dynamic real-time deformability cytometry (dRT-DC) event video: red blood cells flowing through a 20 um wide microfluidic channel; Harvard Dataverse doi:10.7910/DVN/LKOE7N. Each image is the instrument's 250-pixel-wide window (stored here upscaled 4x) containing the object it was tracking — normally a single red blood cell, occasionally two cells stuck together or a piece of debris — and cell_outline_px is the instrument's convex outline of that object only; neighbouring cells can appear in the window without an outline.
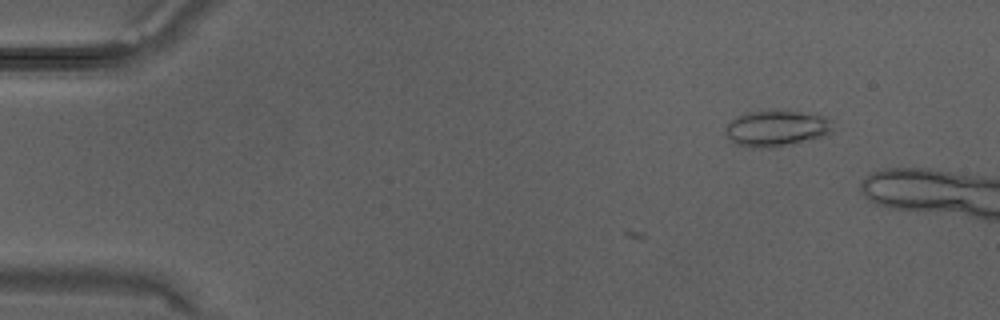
{"species": "Egyptian fruit bat (a non-hibernating species)", "species_latin": "Rousettus aegyptiacus", "temperature_condition": "warm", "stored_images_in_passage": 7, "camera_frame_rate_fps": 3000, "um_per_image_px": 0.085, "animal": {"sex": "male"}, "frame": {"image": 1, "passage_image": 4, "time_ms": 1.0, "image_size_px": [1000, 320], "cell_outline_px": [[832, 132], [824, 136], [768, 148], [736, 144], [724, 132], [728, 124], [736, 116], [748, 112], [776, 108], [816, 112], [832, 120]], "centroid_in_image_um": [66.06, 10.83], "position_along_channel_um": 18.9, "area_um2": 22.95}}